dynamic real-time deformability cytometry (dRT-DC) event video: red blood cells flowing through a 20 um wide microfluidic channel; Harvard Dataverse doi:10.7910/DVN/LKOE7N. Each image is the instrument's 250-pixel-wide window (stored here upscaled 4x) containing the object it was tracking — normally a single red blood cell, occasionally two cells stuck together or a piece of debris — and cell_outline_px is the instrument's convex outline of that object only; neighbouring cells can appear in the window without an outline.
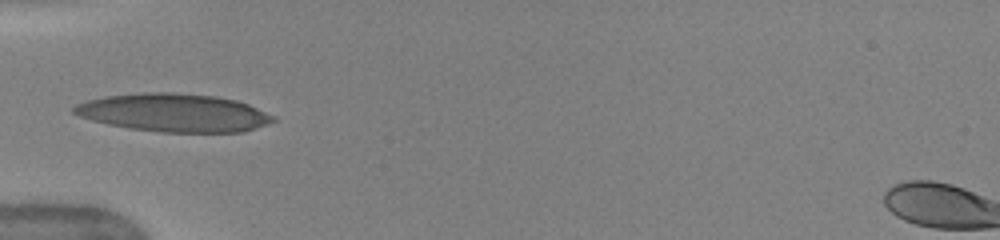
{"species": "human", "species_latin": "Homo sapiens", "temperature_condition": "warm", "stored_images_in_passage": 6, "camera_frame_rate_fps": 3000, "um_per_image_px": 0.085, "donor": {"sex": "female"}, "frame": {"image": 1, "passage_image": 1, "time_ms": 0.0, "image_size_px": [1000, 240], "cell_outline_px": [[276, 120], [268, 124], [244, 132], [164, 132], [128, 128], [108, 124], [92, 120], [80, 116], [72, 112], [72, 108], [76, 104], [88, 100], [104, 96], [144, 92], [172, 92], [216, 96], [236, 100], [248, 104], [276, 116]], "centroid_in_image_um": [14.8, 9.58], "position_along_channel_um": 70.2, "area_um2": 44.33}}